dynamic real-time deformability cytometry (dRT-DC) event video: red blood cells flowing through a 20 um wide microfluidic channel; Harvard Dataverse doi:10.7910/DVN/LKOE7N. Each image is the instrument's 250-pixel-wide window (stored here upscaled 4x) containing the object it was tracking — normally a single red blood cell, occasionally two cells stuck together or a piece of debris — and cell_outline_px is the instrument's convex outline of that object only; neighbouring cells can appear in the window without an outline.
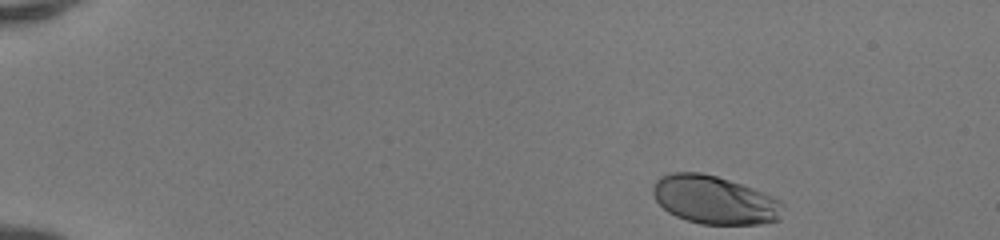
{"species": "human", "species_latin": "Homo sapiens", "temperature_condition": "room temperature", "stored_images_in_passage": 44, "camera_frame_rate_fps": 3000, "um_per_image_px": 0.085, "donor": {"sex": "female"}, "frame": {"image": 1, "passage_image": 1, "time_ms": 0.0, "image_size_px": [1000, 240], "cell_outline_px": [[784, 204], [780, 220], [760, 224], [700, 224], [676, 216], [668, 212], [656, 200], [652, 192], [652, 184], [660, 176], [668, 172], [700, 172], [716, 176], [764, 192], [780, 200]], "centroid_in_image_um": [60.73, 16.99], "position_along_channel_um": 24.3, "area_um2": 36.7}}
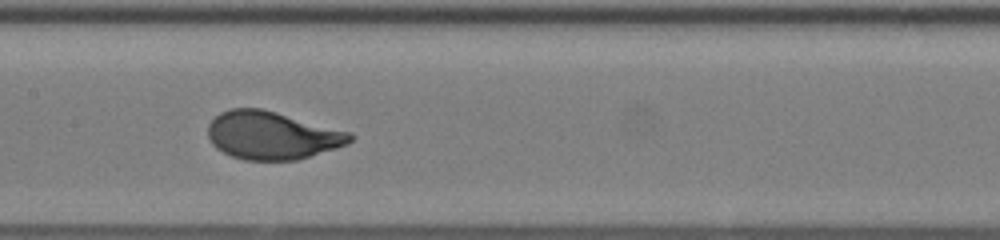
{"frame": {"image": 2, "passage_image": 21, "time_ms": 6.667, "image_size_px": [1000, 240], "cell_outline_px": [[356, 136], [348, 144], [336, 148], [296, 160], [244, 160], [232, 156], [216, 148], [212, 144], [208, 136], [208, 124], [220, 112], [232, 108], [260, 108], [276, 112], [352, 132]], "centroid_in_image_um": [23.14, 11.5], "position_along_channel_um": 184.3, "area_um2": 39.71}}
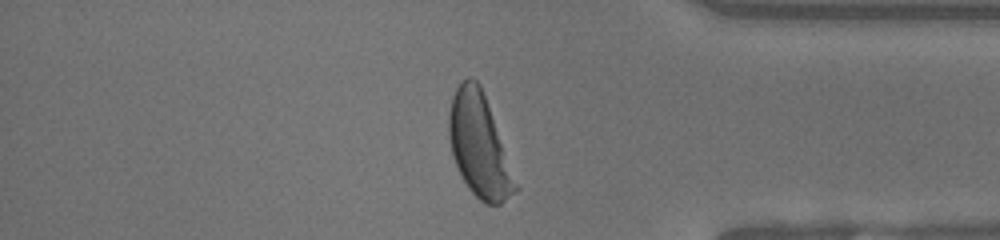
{"frame": {"image": 3, "passage_image": 37, "time_ms": 12.0, "image_size_px": [1000, 240], "cell_outline_px": [[520, 188], [516, 192], [500, 204], [484, 204], [468, 188], [452, 156], [448, 136], [448, 116], [452, 96], [456, 88], [468, 76], [472, 76], [480, 84]], "centroid_in_image_um": [40.73, 12.38], "position_along_channel_um": 394.5, "area_um2": 39.77}, "authors_computed_cell_mechanics": {"area_um2": 39.1595, "velocity_mm_per_s": 4.1838, "shape_relaxation_time_tau1_ms": 2.2324, "shape_relaxation_time_tau2_ms": null, "deformation_change_tau1": 0.1656, "deformation_change_tau2": null}}